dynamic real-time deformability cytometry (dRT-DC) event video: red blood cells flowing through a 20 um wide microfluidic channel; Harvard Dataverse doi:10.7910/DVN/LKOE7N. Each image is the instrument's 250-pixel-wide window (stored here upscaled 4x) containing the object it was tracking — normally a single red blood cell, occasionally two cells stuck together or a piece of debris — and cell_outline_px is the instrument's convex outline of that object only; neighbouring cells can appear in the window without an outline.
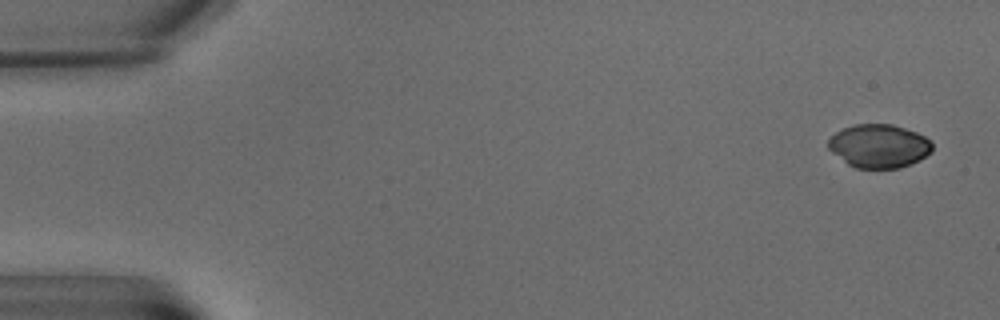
{"species": "common noctule bat (a hibernating species)", "species_latin": "Nyctalus noctula", "temperature_condition": "warm", "stored_images_in_passage": 8, "camera_frame_rate_fps": 3000, "um_per_image_px": 0.085, "animal": {"sex": "male", "body_mass_g": 15.6}, "frame": {"image": 1, "passage_image": 1, "time_ms": 0.0, "image_size_px": [1000, 320], "cell_outline_px": [[932, 152], [920, 160], [900, 168], [856, 168], [848, 164], [832, 152], [828, 148], [828, 140], [836, 132], [844, 128], [856, 124], [892, 124], [916, 132], [932, 140]], "centroid_in_image_um": [74.74, 12.41], "position_along_channel_um": 10.3, "area_um2": 26.36}}
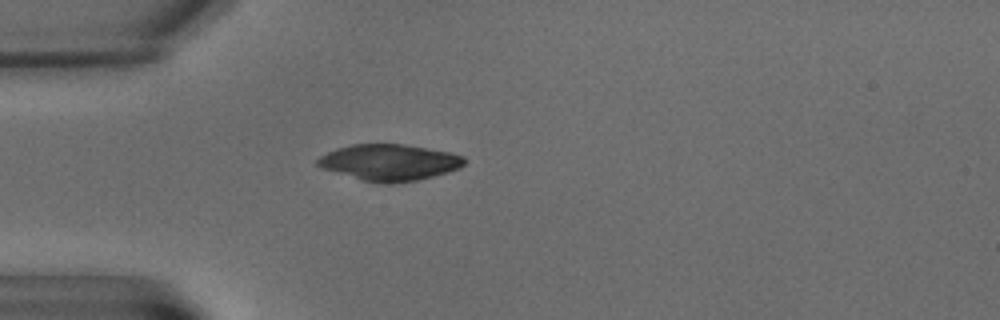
{"frame": {"image": 2, "passage_image": 6, "time_ms": 6.0, "image_size_px": [1000, 320], "cell_outline_px": [[468, 160], [460, 168], [448, 172], [416, 180], [392, 184], [384, 184], [360, 180], [320, 168], [316, 164], [316, 160], [320, 156], [336, 148], [352, 144], [400, 144], [452, 152], [464, 156]], "centroid_in_image_um": [33.09, 13.81], "position_along_channel_um": 51.9, "area_um2": 31.27}}